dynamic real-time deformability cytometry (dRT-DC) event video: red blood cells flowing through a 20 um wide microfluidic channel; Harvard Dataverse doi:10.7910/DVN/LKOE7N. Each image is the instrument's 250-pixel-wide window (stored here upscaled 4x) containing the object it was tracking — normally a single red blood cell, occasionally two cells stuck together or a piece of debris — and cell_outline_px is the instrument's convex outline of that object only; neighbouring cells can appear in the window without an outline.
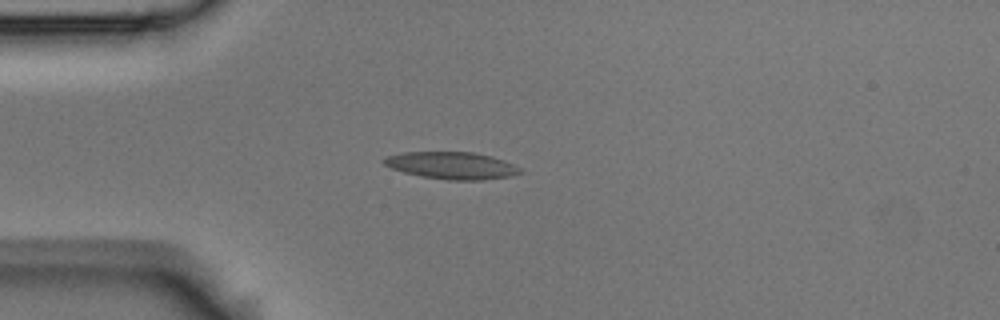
{"species": "Egyptian fruit bat (a non-hibernating species)", "species_latin": "Rousettus aegyptiacus", "temperature_condition": "room temperature", "stored_images_in_passage": 41, "camera_frame_rate_fps": 3000, "um_per_image_px": 0.085, "animal": {"sex": "male"}, "frame": {"image": 1, "passage_image": 1, "time_ms": 0.0, "image_size_px": [1000, 320], "cell_outline_px": [[524, 172], [508, 176], [484, 180], [448, 180], [420, 176], [404, 172], [392, 168], [384, 164], [380, 160], [384, 156], [404, 152], [472, 152], [492, 156], [504, 160], [524, 168]], "centroid_in_image_um": [38.41, 14.06], "position_along_channel_um": 46.6, "area_um2": 21.79}}
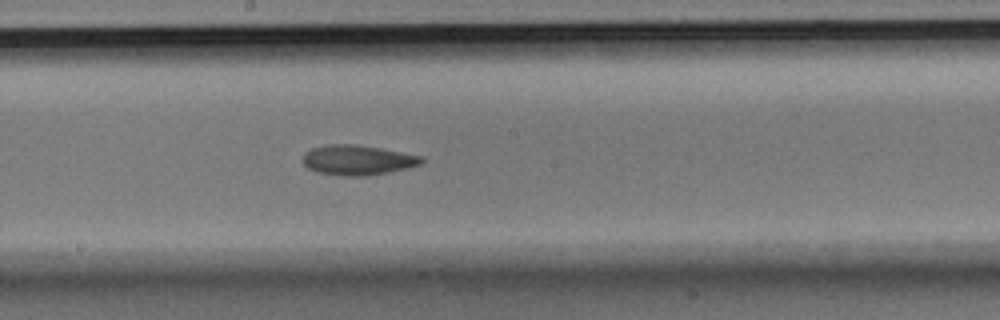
{"frame": {"image": 2, "passage_image": 16, "time_ms": 5.0, "image_size_px": [1000, 320], "cell_outline_px": [[424, 160], [420, 164], [408, 168], [388, 172], [364, 176], [348, 176], [316, 172], [308, 168], [300, 160], [304, 152], [312, 148], [328, 144], [356, 144], [380, 148], [424, 156]], "centroid_in_image_um": [30.37, 13.59], "position_along_channel_um": 217.8, "area_um2": 20.87}}
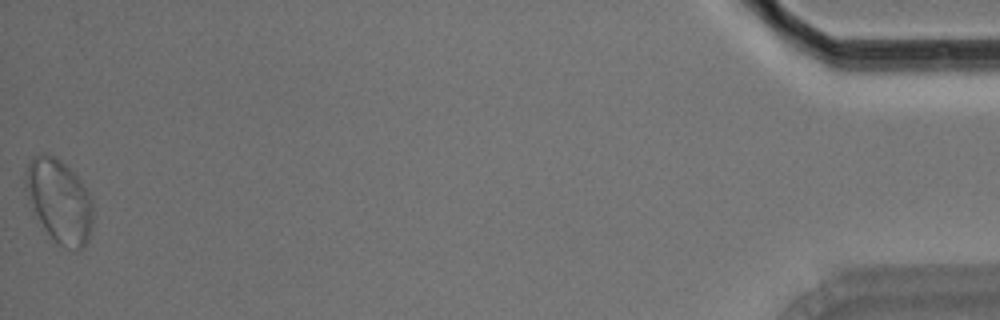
{"frame": {"image": 3, "passage_image": 41, "time_ms": 13.333, "image_size_px": [1000, 320], "cell_outline_px": [[92, 228], [88, 240], [76, 252], [72, 252], [60, 244], [44, 228], [32, 208], [28, 200], [24, 188], [24, 172], [32, 156], [44, 152], [56, 156], [80, 180], [88, 192], [92, 204]], "centroid_in_image_um": [5.01, 17.05], "position_along_channel_um": 430.2, "area_um2": 32.77}, "authors_computed_cell_mechanics": {"area_um2": 21.0392, "velocity_mm_per_s": 3.7072, "shape_relaxation_time_tau1_ms": null, "shape_relaxation_time_tau2_ms": 2.844, "deformation_change_tau1": null, "deformation_change_tau2": 0.0723}}